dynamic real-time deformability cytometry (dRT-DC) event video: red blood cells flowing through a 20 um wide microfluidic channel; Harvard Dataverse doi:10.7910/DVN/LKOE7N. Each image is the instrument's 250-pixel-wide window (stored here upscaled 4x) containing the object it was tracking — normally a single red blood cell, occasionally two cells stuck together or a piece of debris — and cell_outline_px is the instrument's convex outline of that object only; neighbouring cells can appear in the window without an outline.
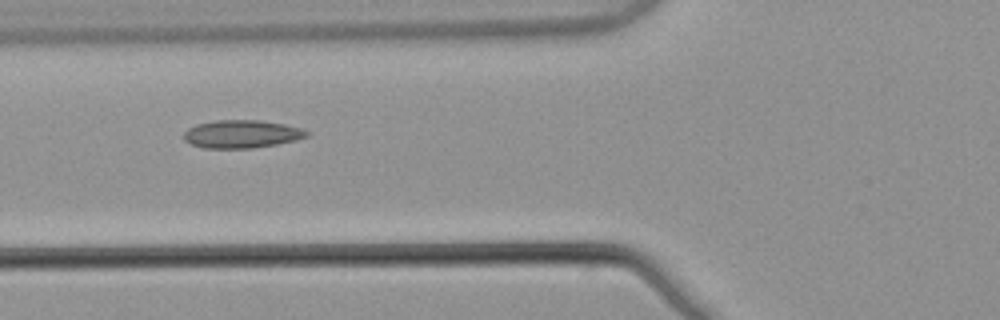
{"species": "common noctule bat (a hibernating species)", "species_latin": "Nyctalus noctula", "temperature_condition": "warm", "stored_images_in_passage": 8, "camera_frame_rate_fps": 3000, "um_per_image_px": 0.085, "animal": {"sex": "male", "body_mass_g": 21.5, "forearm_length_mm": 52.0}, "frame": {"image": 1, "passage_image": 7, "time_ms": 2.0, "image_size_px": [1000, 320], "cell_outline_px": [[308, 136], [296, 140], [276, 144], [252, 148], [204, 148], [192, 144], [184, 140], [184, 132], [188, 128], [196, 124], [216, 120], [260, 120], [284, 124], [300, 128], [308, 132]], "centroid_in_image_um": [20.52, 11.39], "position_along_channel_um": 105.3, "area_um2": 19.94}}
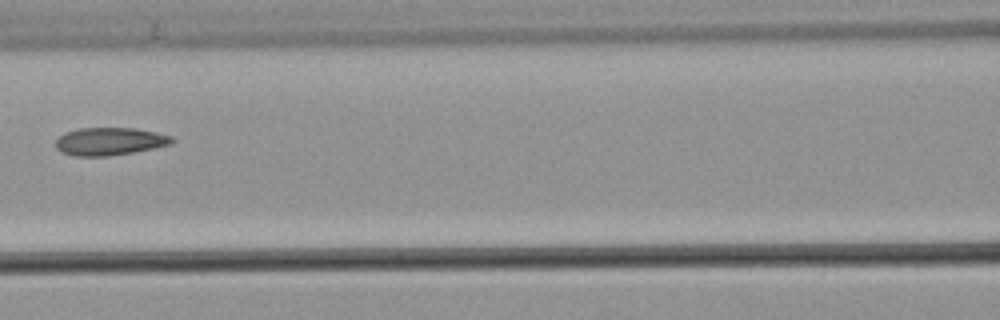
{"frame": {"image": 2, "passage_image": 8, "time_ms": 2.333, "image_size_px": [1000, 320], "cell_outline_px": [[176, 140], [172, 144], [132, 152], [108, 156], [72, 156], [60, 152], [56, 148], [56, 140], [64, 132], [80, 128], [136, 128], [156, 132], [172, 136]], "centroid_in_image_um": [9.31, 12.01], "position_along_channel_um": 157.3, "area_um2": 18.9}}